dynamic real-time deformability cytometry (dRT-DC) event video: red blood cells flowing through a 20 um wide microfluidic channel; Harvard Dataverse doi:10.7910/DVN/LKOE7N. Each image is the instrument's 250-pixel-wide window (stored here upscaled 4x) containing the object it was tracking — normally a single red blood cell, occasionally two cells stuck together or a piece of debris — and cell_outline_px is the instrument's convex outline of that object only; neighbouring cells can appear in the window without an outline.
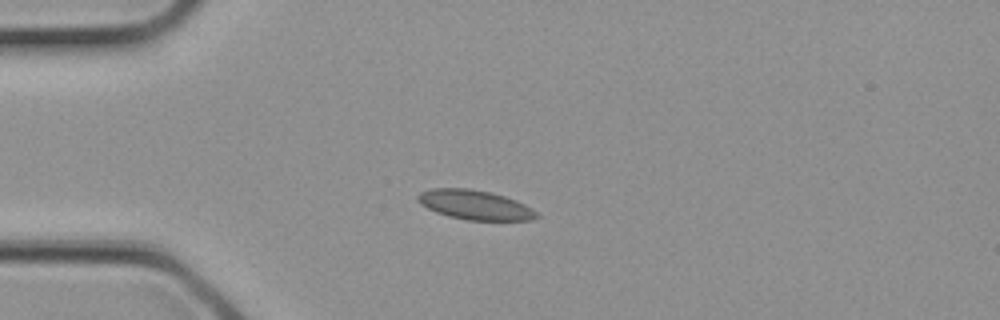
{"species": "common noctule bat (a hibernating species)", "species_latin": "Nyctalus noctula", "temperature_condition": "cold", "stored_images_in_passage": 3, "camera_frame_rate_fps": 3000, "um_per_image_px": 0.085, "animal": {"sex": "female", "body_mass_g": 21.9}, "frame": {"image": 1, "passage_image": 3, "time_ms": 0.667, "image_size_px": [1000, 320], "cell_outline_px": [[540, 216], [532, 220], [468, 220], [448, 216], [436, 212], [420, 204], [416, 200], [416, 196], [420, 192], [432, 188], [468, 188], [488, 192], [504, 196], [516, 200], [532, 208]], "centroid_in_image_um": [40.34, 17.41], "position_along_channel_um": 44.7, "area_um2": 20.4}}